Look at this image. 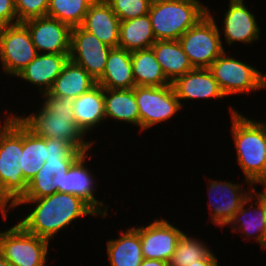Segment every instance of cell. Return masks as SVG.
Here are the masks:
<instances>
[{"label": "cell", "mask_w": 266, "mask_h": 266, "mask_svg": "<svg viewBox=\"0 0 266 266\" xmlns=\"http://www.w3.org/2000/svg\"><path fill=\"white\" fill-rule=\"evenodd\" d=\"M230 108L237 162L251 185L266 171V123L250 120Z\"/></svg>", "instance_id": "cell-4"}, {"label": "cell", "mask_w": 266, "mask_h": 266, "mask_svg": "<svg viewBox=\"0 0 266 266\" xmlns=\"http://www.w3.org/2000/svg\"><path fill=\"white\" fill-rule=\"evenodd\" d=\"M224 17V37L229 45L238 41L251 43L259 39L260 29L255 15L248 10L244 0H230Z\"/></svg>", "instance_id": "cell-17"}, {"label": "cell", "mask_w": 266, "mask_h": 266, "mask_svg": "<svg viewBox=\"0 0 266 266\" xmlns=\"http://www.w3.org/2000/svg\"><path fill=\"white\" fill-rule=\"evenodd\" d=\"M21 155L22 122L16 115H10L0 124V210L5 219L6 207L11 208L27 191Z\"/></svg>", "instance_id": "cell-3"}, {"label": "cell", "mask_w": 266, "mask_h": 266, "mask_svg": "<svg viewBox=\"0 0 266 266\" xmlns=\"http://www.w3.org/2000/svg\"><path fill=\"white\" fill-rule=\"evenodd\" d=\"M199 239H193L185 233L180 237L175 251L168 261L169 266H188L205 258L211 250Z\"/></svg>", "instance_id": "cell-32"}, {"label": "cell", "mask_w": 266, "mask_h": 266, "mask_svg": "<svg viewBox=\"0 0 266 266\" xmlns=\"http://www.w3.org/2000/svg\"><path fill=\"white\" fill-rule=\"evenodd\" d=\"M49 240L27 232L19 223L0 232V254L12 266H46Z\"/></svg>", "instance_id": "cell-7"}, {"label": "cell", "mask_w": 266, "mask_h": 266, "mask_svg": "<svg viewBox=\"0 0 266 266\" xmlns=\"http://www.w3.org/2000/svg\"><path fill=\"white\" fill-rule=\"evenodd\" d=\"M210 14L207 9V14L179 38L193 68H209L225 51L219 28Z\"/></svg>", "instance_id": "cell-6"}, {"label": "cell", "mask_w": 266, "mask_h": 266, "mask_svg": "<svg viewBox=\"0 0 266 266\" xmlns=\"http://www.w3.org/2000/svg\"><path fill=\"white\" fill-rule=\"evenodd\" d=\"M120 21L147 15L152 0H105Z\"/></svg>", "instance_id": "cell-33"}, {"label": "cell", "mask_w": 266, "mask_h": 266, "mask_svg": "<svg viewBox=\"0 0 266 266\" xmlns=\"http://www.w3.org/2000/svg\"><path fill=\"white\" fill-rule=\"evenodd\" d=\"M96 84L97 81L83 67L68 60L47 94L74 99Z\"/></svg>", "instance_id": "cell-24"}, {"label": "cell", "mask_w": 266, "mask_h": 266, "mask_svg": "<svg viewBox=\"0 0 266 266\" xmlns=\"http://www.w3.org/2000/svg\"><path fill=\"white\" fill-rule=\"evenodd\" d=\"M74 120L78 128L86 134L105 120L104 88L98 83L73 99ZM94 127V128H93Z\"/></svg>", "instance_id": "cell-22"}, {"label": "cell", "mask_w": 266, "mask_h": 266, "mask_svg": "<svg viewBox=\"0 0 266 266\" xmlns=\"http://www.w3.org/2000/svg\"><path fill=\"white\" fill-rule=\"evenodd\" d=\"M252 201V197L250 196L241 206V208L233 215V217L229 220L227 224L231 226L232 231H236L239 226V230L242 234H244L246 238L255 236V239L262 248L266 249V220L262 210V207L255 202L257 206L253 204L250 205L251 210L246 209V204ZM252 208L254 211H252ZM252 215H251V212ZM251 216H250V215ZM249 215V218L246 219ZM241 217V219H240ZM251 217V219H250ZM238 224V226H236ZM256 234V235H255Z\"/></svg>", "instance_id": "cell-30"}, {"label": "cell", "mask_w": 266, "mask_h": 266, "mask_svg": "<svg viewBox=\"0 0 266 266\" xmlns=\"http://www.w3.org/2000/svg\"><path fill=\"white\" fill-rule=\"evenodd\" d=\"M139 109L140 130L144 131L160 122H166L181 108L172 84L159 87L135 86Z\"/></svg>", "instance_id": "cell-9"}, {"label": "cell", "mask_w": 266, "mask_h": 266, "mask_svg": "<svg viewBox=\"0 0 266 266\" xmlns=\"http://www.w3.org/2000/svg\"><path fill=\"white\" fill-rule=\"evenodd\" d=\"M68 60L69 54L38 53L17 77L37 85L42 94L47 93Z\"/></svg>", "instance_id": "cell-19"}, {"label": "cell", "mask_w": 266, "mask_h": 266, "mask_svg": "<svg viewBox=\"0 0 266 266\" xmlns=\"http://www.w3.org/2000/svg\"><path fill=\"white\" fill-rule=\"evenodd\" d=\"M198 0H152L148 15L156 40H179L207 14Z\"/></svg>", "instance_id": "cell-5"}, {"label": "cell", "mask_w": 266, "mask_h": 266, "mask_svg": "<svg viewBox=\"0 0 266 266\" xmlns=\"http://www.w3.org/2000/svg\"><path fill=\"white\" fill-rule=\"evenodd\" d=\"M171 84L179 101L225 97L208 68H194Z\"/></svg>", "instance_id": "cell-18"}, {"label": "cell", "mask_w": 266, "mask_h": 266, "mask_svg": "<svg viewBox=\"0 0 266 266\" xmlns=\"http://www.w3.org/2000/svg\"><path fill=\"white\" fill-rule=\"evenodd\" d=\"M22 166L23 181L28 182L43 167L47 159L46 138L36 136L22 123Z\"/></svg>", "instance_id": "cell-29"}, {"label": "cell", "mask_w": 266, "mask_h": 266, "mask_svg": "<svg viewBox=\"0 0 266 266\" xmlns=\"http://www.w3.org/2000/svg\"><path fill=\"white\" fill-rule=\"evenodd\" d=\"M0 266H12V265L0 254Z\"/></svg>", "instance_id": "cell-41"}, {"label": "cell", "mask_w": 266, "mask_h": 266, "mask_svg": "<svg viewBox=\"0 0 266 266\" xmlns=\"http://www.w3.org/2000/svg\"><path fill=\"white\" fill-rule=\"evenodd\" d=\"M39 113L17 118L36 136L53 138L72 144L79 151H87L94 142L84 141L85 135L77 126L73 114V99L43 93Z\"/></svg>", "instance_id": "cell-2"}, {"label": "cell", "mask_w": 266, "mask_h": 266, "mask_svg": "<svg viewBox=\"0 0 266 266\" xmlns=\"http://www.w3.org/2000/svg\"><path fill=\"white\" fill-rule=\"evenodd\" d=\"M156 42L149 15L120 21L118 47L127 51L148 49Z\"/></svg>", "instance_id": "cell-27"}, {"label": "cell", "mask_w": 266, "mask_h": 266, "mask_svg": "<svg viewBox=\"0 0 266 266\" xmlns=\"http://www.w3.org/2000/svg\"><path fill=\"white\" fill-rule=\"evenodd\" d=\"M257 197L253 196V193H251V197H252V200H257L255 202H257L261 207H262V210H263V213H264V216H265V220H266V197L265 196H262L261 194H256Z\"/></svg>", "instance_id": "cell-40"}, {"label": "cell", "mask_w": 266, "mask_h": 266, "mask_svg": "<svg viewBox=\"0 0 266 266\" xmlns=\"http://www.w3.org/2000/svg\"><path fill=\"white\" fill-rule=\"evenodd\" d=\"M225 96L266 88V75L224 51L208 68Z\"/></svg>", "instance_id": "cell-8"}, {"label": "cell", "mask_w": 266, "mask_h": 266, "mask_svg": "<svg viewBox=\"0 0 266 266\" xmlns=\"http://www.w3.org/2000/svg\"><path fill=\"white\" fill-rule=\"evenodd\" d=\"M141 239L144 259L168 262L183 232L165 219H156L146 227H135Z\"/></svg>", "instance_id": "cell-13"}, {"label": "cell", "mask_w": 266, "mask_h": 266, "mask_svg": "<svg viewBox=\"0 0 266 266\" xmlns=\"http://www.w3.org/2000/svg\"><path fill=\"white\" fill-rule=\"evenodd\" d=\"M254 184H261L264 185V190H262L261 192H257L256 189L254 188V186L252 187V193H258L261 194L262 196L266 197V171L254 182L252 183V185Z\"/></svg>", "instance_id": "cell-38"}, {"label": "cell", "mask_w": 266, "mask_h": 266, "mask_svg": "<svg viewBox=\"0 0 266 266\" xmlns=\"http://www.w3.org/2000/svg\"><path fill=\"white\" fill-rule=\"evenodd\" d=\"M140 266H169L168 262L157 259H143Z\"/></svg>", "instance_id": "cell-39"}, {"label": "cell", "mask_w": 266, "mask_h": 266, "mask_svg": "<svg viewBox=\"0 0 266 266\" xmlns=\"http://www.w3.org/2000/svg\"><path fill=\"white\" fill-rule=\"evenodd\" d=\"M37 54L23 23L0 27V60L5 74L17 76Z\"/></svg>", "instance_id": "cell-10"}, {"label": "cell", "mask_w": 266, "mask_h": 266, "mask_svg": "<svg viewBox=\"0 0 266 266\" xmlns=\"http://www.w3.org/2000/svg\"><path fill=\"white\" fill-rule=\"evenodd\" d=\"M188 266H218L217 257L214 253L210 252L205 258Z\"/></svg>", "instance_id": "cell-37"}, {"label": "cell", "mask_w": 266, "mask_h": 266, "mask_svg": "<svg viewBox=\"0 0 266 266\" xmlns=\"http://www.w3.org/2000/svg\"><path fill=\"white\" fill-rule=\"evenodd\" d=\"M50 0H15L18 22L47 16Z\"/></svg>", "instance_id": "cell-34"}, {"label": "cell", "mask_w": 266, "mask_h": 266, "mask_svg": "<svg viewBox=\"0 0 266 266\" xmlns=\"http://www.w3.org/2000/svg\"><path fill=\"white\" fill-rule=\"evenodd\" d=\"M28 28L37 52L44 54H69L72 27L49 16L23 22ZM39 50V51H38Z\"/></svg>", "instance_id": "cell-12"}, {"label": "cell", "mask_w": 266, "mask_h": 266, "mask_svg": "<svg viewBox=\"0 0 266 266\" xmlns=\"http://www.w3.org/2000/svg\"><path fill=\"white\" fill-rule=\"evenodd\" d=\"M115 240L107 241V252L110 266H140L143 258L141 239L133 227Z\"/></svg>", "instance_id": "cell-25"}, {"label": "cell", "mask_w": 266, "mask_h": 266, "mask_svg": "<svg viewBox=\"0 0 266 266\" xmlns=\"http://www.w3.org/2000/svg\"><path fill=\"white\" fill-rule=\"evenodd\" d=\"M110 50L81 26L72 27L69 60L83 67L96 81L103 75Z\"/></svg>", "instance_id": "cell-11"}, {"label": "cell", "mask_w": 266, "mask_h": 266, "mask_svg": "<svg viewBox=\"0 0 266 266\" xmlns=\"http://www.w3.org/2000/svg\"><path fill=\"white\" fill-rule=\"evenodd\" d=\"M210 183L208 194L210 199L212 198L209 204L211 219L214 224L223 227L250 197L251 192L244 191L243 193L241 192L243 191L240 187L241 185L233 184L229 181L221 182L219 180L217 182V180H213Z\"/></svg>", "instance_id": "cell-14"}, {"label": "cell", "mask_w": 266, "mask_h": 266, "mask_svg": "<svg viewBox=\"0 0 266 266\" xmlns=\"http://www.w3.org/2000/svg\"><path fill=\"white\" fill-rule=\"evenodd\" d=\"M18 23L15 0H0V27Z\"/></svg>", "instance_id": "cell-36"}, {"label": "cell", "mask_w": 266, "mask_h": 266, "mask_svg": "<svg viewBox=\"0 0 266 266\" xmlns=\"http://www.w3.org/2000/svg\"><path fill=\"white\" fill-rule=\"evenodd\" d=\"M132 70L136 86L159 87L170 85L152 48L131 52Z\"/></svg>", "instance_id": "cell-28"}, {"label": "cell", "mask_w": 266, "mask_h": 266, "mask_svg": "<svg viewBox=\"0 0 266 266\" xmlns=\"http://www.w3.org/2000/svg\"><path fill=\"white\" fill-rule=\"evenodd\" d=\"M80 26L107 46L118 47L120 19L105 0H95L90 5Z\"/></svg>", "instance_id": "cell-16"}, {"label": "cell", "mask_w": 266, "mask_h": 266, "mask_svg": "<svg viewBox=\"0 0 266 266\" xmlns=\"http://www.w3.org/2000/svg\"><path fill=\"white\" fill-rule=\"evenodd\" d=\"M105 119L108 117L140 127L139 109L133 89H104Z\"/></svg>", "instance_id": "cell-26"}, {"label": "cell", "mask_w": 266, "mask_h": 266, "mask_svg": "<svg viewBox=\"0 0 266 266\" xmlns=\"http://www.w3.org/2000/svg\"><path fill=\"white\" fill-rule=\"evenodd\" d=\"M151 48L170 83L194 69L179 40H156Z\"/></svg>", "instance_id": "cell-23"}, {"label": "cell", "mask_w": 266, "mask_h": 266, "mask_svg": "<svg viewBox=\"0 0 266 266\" xmlns=\"http://www.w3.org/2000/svg\"><path fill=\"white\" fill-rule=\"evenodd\" d=\"M95 0H50L47 16L71 27L80 26Z\"/></svg>", "instance_id": "cell-31"}, {"label": "cell", "mask_w": 266, "mask_h": 266, "mask_svg": "<svg viewBox=\"0 0 266 266\" xmlns=\"http://www.w3.org/2000/svg\"><path fill=\"white\" fill-rule=\"evenodd\" d=\"M86 156V152L83 153L65 174L63 193L80 197L101 217H104L107 215V206L104 208L103 202L98 201L94 196L93 183L95 180H93L94 176L92 177L90 170L85 167Z\"/></svg>", "instance_id": "cell-20"}, {"label": "cell", "mask_w": 266, "mask_h": 266, "mask_svg": "<svg viewBox=\"0 0 266 266\" xmlns=\"http://www.w3.org/2000/svg\"><path fill=\"white\" fill-rule=\"evenodd\" d=\"M97 83L104 89H133L135 80L131 52L123 48H111L102 77Z\"/></svg>", "instance_id": "cell-21"}, {"label": "cell", "mask_w": 266, "mask_h": 266, "mask_svg": "<svg viewBox=\"0 0 266 266\" xmlns=\"http://www.w3.org/2000/svg\"><path fill=\"white\" fill-rule=\"evenodd\" d=\"M77 159H46L43 167L28 182L20 199H38L56 192L63 193L64 177Z\"/></svg>", "instance_id": "cell-15"}, {"label": "cell", "mask_w": 266, "mask_h": 266, "mask_svg": "<svg viewBox=\"0 0 266 266\" xmlns=\"http://www.w3.org/2000/svg\"><path fill=\"white\" fill-rule=\"evenodd\" d=\"M27 203L37 205L18 223L27 232L49 241L76 218L87 215L99 216L83 199L69 193L56 192L38 199H19L11 208Z\"/></svg>", "instance_id": "cell-1"}, {"label": "cell", "mask_w": 266, "mask_h": 266, "mask_svg": "<svg viewBox=\"0 0 266 266\" xmlns=\"http://www.w3.org/2000/svg\"><path fill=\"white\" fill-rule=\"evenodd\" d=\"M47 159H78L85 151L77 150L65 141L46 138Z\"/></svg>", "instance_id": "cell-35"}]
</instances>
